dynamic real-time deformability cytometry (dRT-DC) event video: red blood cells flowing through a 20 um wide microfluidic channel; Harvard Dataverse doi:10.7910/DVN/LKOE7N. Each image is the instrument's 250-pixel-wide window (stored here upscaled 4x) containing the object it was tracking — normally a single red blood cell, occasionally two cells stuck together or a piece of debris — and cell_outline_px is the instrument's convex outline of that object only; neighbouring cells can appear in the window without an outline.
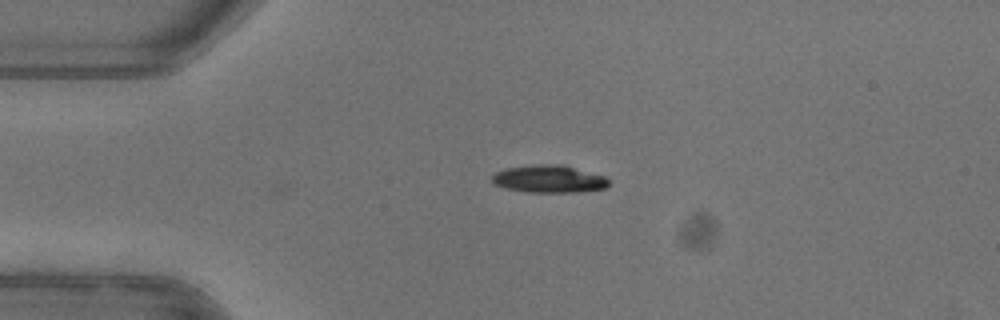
{"species": "common noctule bat (a hibernating species)", "species_latin": "Nyctalus noctula", "temperature_condition": "warm", "stored_images_in_passage": 3, "camera_frame_rate_fps": 3000, "um_per_image_px": 0.085, "animal": {"sex": "female"}, "frame": {"image": 1, "passage_image": 1, "time_ms": 0.0, "image_size_px": [1000, 320], "cell_outline_px": [[608, 188], [580, 192], [528, 192], [504, 188], [492, 184], [492, 176], [496, 172], [508, 168], [536, 164], [560, 164], [604, 176], [608, 180]], "centroid_in_image_um": [46.65, 15.22], "position_along_channel_um": 38.4, "area_um2": 18.67}}